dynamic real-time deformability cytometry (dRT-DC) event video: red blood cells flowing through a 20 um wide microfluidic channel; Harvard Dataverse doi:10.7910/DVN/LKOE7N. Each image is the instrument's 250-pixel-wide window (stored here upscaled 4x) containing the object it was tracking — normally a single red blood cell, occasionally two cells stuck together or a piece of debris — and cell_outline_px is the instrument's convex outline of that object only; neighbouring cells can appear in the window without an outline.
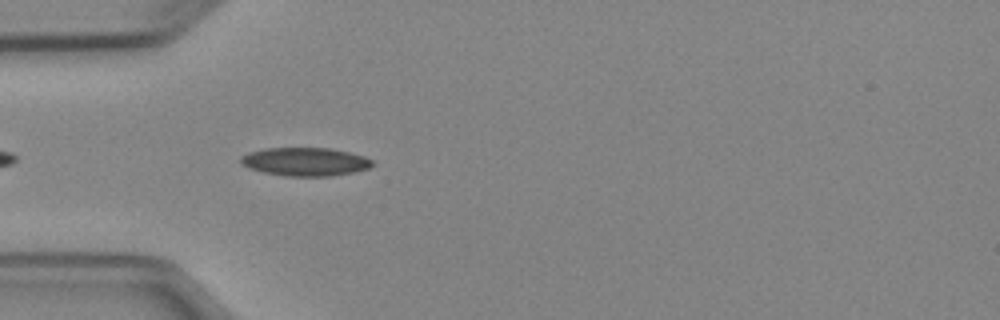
{"species": "Egyptian fruit bat (a non-hibernating species)", "species_latin": "Rousettus aegyptiacus", "temperature_condition": "cold", "stored_images_in_passage": 5, "camera_frame_rate_fps": 3000, "um_per_image_px": 0.085, "animal": {"sex": "female"}, "frame": {"image": 1, "passage_image": 5, "time_ms": 4.667, "image_size_px": [1000, 320], "cell_outline_px": [[376, 164], [368, 168], [352, 172], [332, 176], [284, 176], [264, 172], [248, 168], [240, 164], [240, 156], [248, 152], [268, 148], [332, 148], [364, 156], [372, 160]], "centroid_in_image_um": [25.92, 13.74], "position_along_channel_um": 59.1, "area_um2": 21.85}}